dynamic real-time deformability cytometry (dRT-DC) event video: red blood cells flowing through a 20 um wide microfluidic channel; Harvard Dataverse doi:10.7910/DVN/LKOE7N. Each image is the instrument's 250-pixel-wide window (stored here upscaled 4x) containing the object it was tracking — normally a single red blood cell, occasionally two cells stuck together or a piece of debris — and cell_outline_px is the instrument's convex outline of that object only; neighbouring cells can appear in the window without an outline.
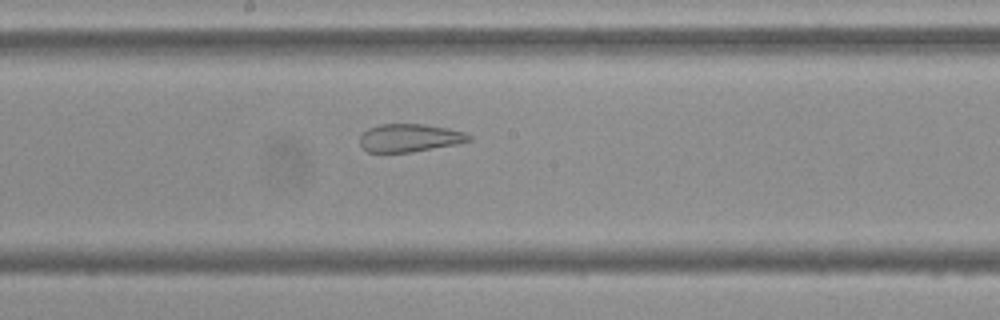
{"species": "Egyptian fruit bat (a non-hibernating species)", "species_latin": "Rousettus aegyptiacus", "temperature_condition": "cold", "stored_images_in_passage": 51, "camera_frame_rate_fps": 3000, "um_per_image_px": 0.085, "frame": {"image": 1, "passage_image": 26, "time_ms": 8.333, "image_size_px": [1000, 320], "cell_outline_px": [[472, 140], [460, 144], [412, 152], [368, 152], [360, 144], [360, 136], [368, 128], [380, 124], [424, 124], [448, 128], [464, 132], [472, 136]], "centroid_in_image_um": [34.86, 11.72], "position_along_channel_um": 213.3, "area_um2": 17.92}}
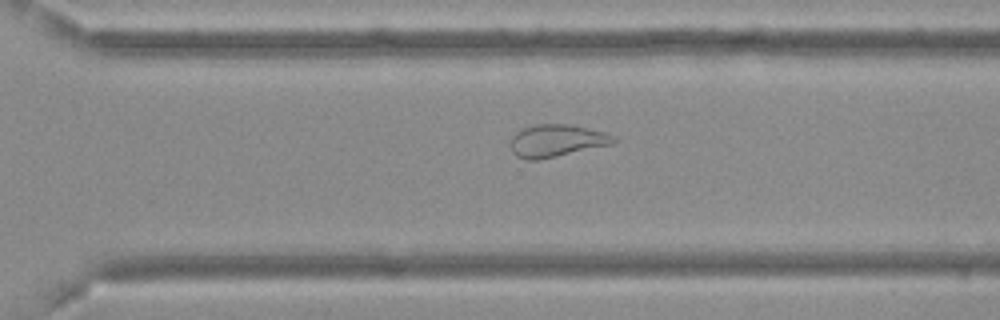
{"frame": {"image": 2, "passage_image": 35, "time_ms": 11.333, "image_size_px": [1000, 320], "cell_outline_px": [[620, 140], [612, 144], [556, 156], [536, 160], [524, 160], [516, 156], [512, 152], [512, 136], [516, 132], [524, 128], [536, 124], [572, 124], [608, 132], [616, 136]], "centroid_in_image_um": [47.37, 11.94], "position_along_channel_um": 323.2, "area_um2": 19.59}}
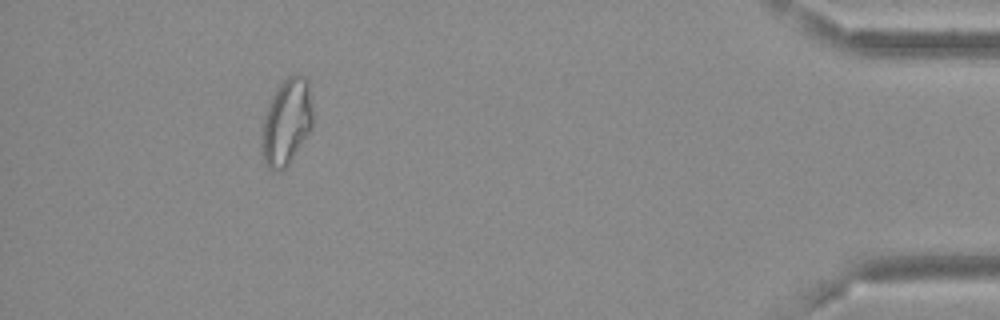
{"frame": {"image": 3, "passage_image": 47, "time_ms": 15.333, "image_size_px": [1000, 320], "cell_outline_px": [[312, 128], [288, 164], [284, 168], [272, 172], [268, 168], [264, 160], [260, 148], [260, 136], [264, 116], [276, 88], [288, 76], [300, 72], [308, 80], [312, 108]], "centroid_in_image_um": [24.34, 10.36], "position_along_channel_um": 410.9, "area_um2": 25.84}, "authors_computed_cell_mechanics": {"area_um2": 24.5072, "velocity_mm_per_s": 3.6726, "shape_relaxation_time_tau1_ms": null, "shape_relaxation_time_tau2_ms": 1.3945, "deformation_change_tau1": null, "deformation_change_tau2": 0.0998}}